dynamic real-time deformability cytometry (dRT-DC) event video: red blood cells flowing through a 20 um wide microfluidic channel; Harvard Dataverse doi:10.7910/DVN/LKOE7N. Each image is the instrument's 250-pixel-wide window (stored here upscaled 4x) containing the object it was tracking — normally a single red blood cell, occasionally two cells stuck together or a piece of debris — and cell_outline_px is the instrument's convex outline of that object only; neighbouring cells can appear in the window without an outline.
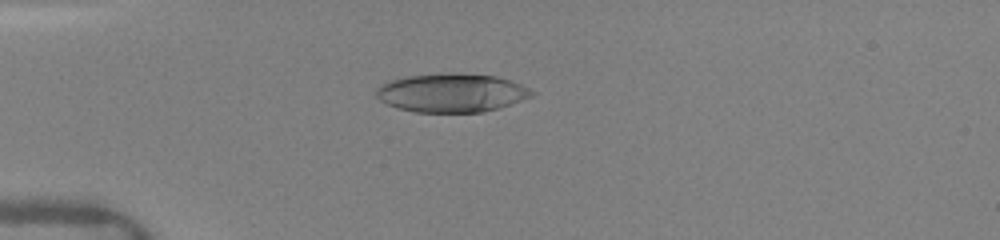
{"species": "human", "species_latin": "Homo sapiens", "temperature_condition": "warm", "stored_images_in_passage": 27, "camera_frame_rate_fps": 3000, "um_per_image_px": 0.085, "donor": {"sex": "female"}, "frame": {"image": 1, "passage_image": 22, "time_ms": 4.333, "image_size_px": [1000, 240], "cell_outline_px": [[536, 92], [532, 96], [484, 112], [416, 112], [396, 108], [380, 100], [376, 96], [376, 88], [380, 84], [404, 76], [444, 72], [448, 72], [496, 76], [512, 80]], "centroid_in_image_um": [38.35, 7.87], "position_along_channel_um": 46.7, "area_um2": 35.14}}